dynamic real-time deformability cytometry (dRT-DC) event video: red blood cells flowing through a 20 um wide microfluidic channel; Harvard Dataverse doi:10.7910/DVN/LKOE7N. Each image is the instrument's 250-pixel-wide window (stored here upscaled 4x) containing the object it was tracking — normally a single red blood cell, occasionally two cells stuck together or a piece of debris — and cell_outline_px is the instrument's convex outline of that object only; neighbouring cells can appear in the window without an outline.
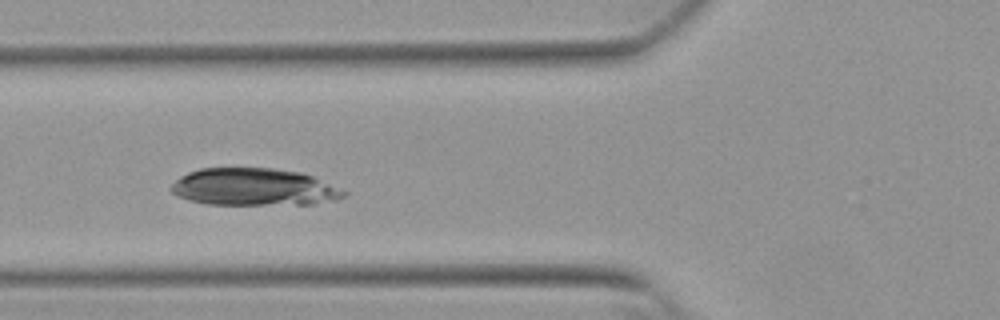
{"species": "Egyptian fruit bat (a non-hibernating species)", "species_latin": "Rousettus aegyptiacus", "temperature_condition": "warm", "stored_images_in_passage": 36, "camera_frame_rate_fps": 3000, "um_per_image_px": 0.085, "animal": {"sex": "female"}, "frame": {"image": 1, "passage_image": 11, "time_ms": 3.333, "image_size_px": [1000, 320], "cell_outline_px": [[348, 192], [344, 196], [336, 200], [312, 204], [208, 204], [188, 200], [176, 196], [172, 192], [172, 184], [180, 176], [188, 172], [200, 168], [272, 168], [300, 172], [312, 176]], "centroid_in_image_um": [21.57, 15.9], "position_along_channel_um": 104.2, "area_um2": 37.4}}